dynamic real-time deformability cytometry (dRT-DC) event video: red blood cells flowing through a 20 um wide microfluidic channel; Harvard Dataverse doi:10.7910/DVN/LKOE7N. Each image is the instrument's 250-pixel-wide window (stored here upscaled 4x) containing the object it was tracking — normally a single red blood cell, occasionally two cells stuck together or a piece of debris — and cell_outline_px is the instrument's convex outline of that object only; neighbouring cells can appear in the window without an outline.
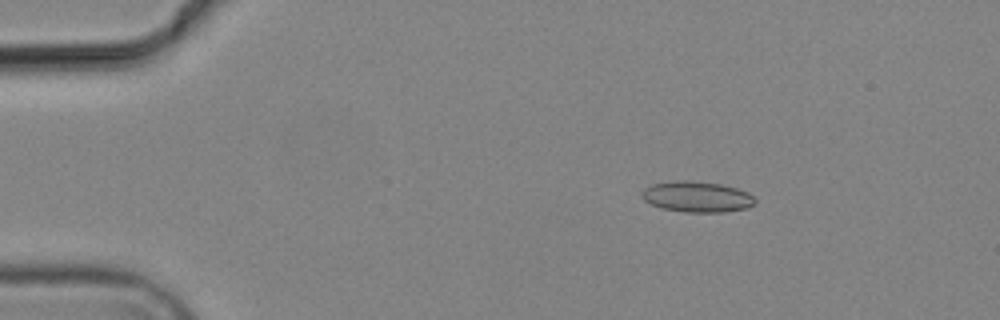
{"species": "common noctule bat (a hibernating species)", "species_latin": "Nyctalus noctula", "temperature_condition": "cold", "stored_images_in_passage": 4, "camera_frame_rate_fps": 3000, "um_per_image_px": 0.085, "animal": {"sex": "male", "body_mass_g": 19.2, "forearm_length_mm": 51.8}, "frame": {"image": 1, "passage_image": 2, "time_ms": 1.333, "image_size_px": [1000, 320], "cell_outline_px": [[756, 204], [748, 208], [724, 212], [684, 212], [660, 208], [644, 200], [640, 192], [644, 188], [652, 184], [676, 180], [688, 180], [720, 184], [736, 188], [748, 192], [756, 200]], "centroid_in_image_um": [59.24, 16.73], "position_along_channel_um": 25.8, "area_um2": 20.46}}